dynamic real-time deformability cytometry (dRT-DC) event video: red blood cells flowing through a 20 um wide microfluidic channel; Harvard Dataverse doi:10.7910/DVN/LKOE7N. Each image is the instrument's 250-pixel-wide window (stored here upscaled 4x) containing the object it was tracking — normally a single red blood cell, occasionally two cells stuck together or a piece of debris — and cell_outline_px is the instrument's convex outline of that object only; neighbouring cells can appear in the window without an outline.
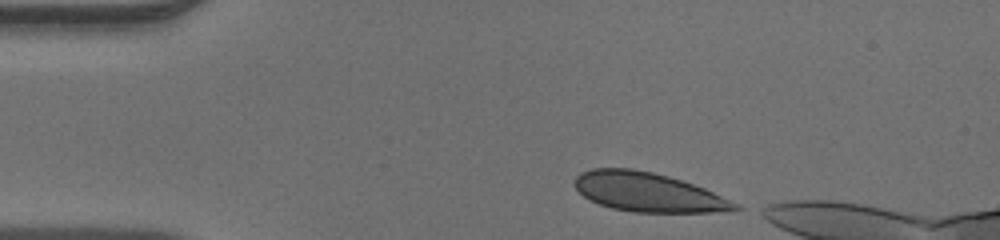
{"species": "human", "species_latin": "Homo sapiens", "temperature_condition": "warm", "stored_images_in_passage": 35, "camera_frame_rate_fps": 3000, "um_per_image_px": 0.085, "donor": {"sex": "male"}, "frame": {"image": 1, "passage_image": 1, "time_ms": 0.0, "image_size_px": [1000, 240], "cell_outline_px": [[744, 208], [732, 212], [636, 212], [612, 208], [588, 200], [576, 188], [576, 176], [580, 172], [592, 168], [632, 168], [652, 172], [668, 176], [704, 188], [740, 204]], "centroid_in_image_um": [55.13, 16.34], "position_along_channel_um": 29.9, "area_um2": 36.59}}
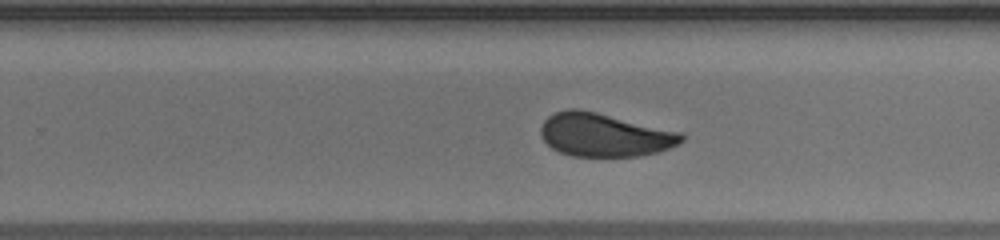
{"frame": {"image": 2, "passage_image": 23, "time_ms": 7.333, "image_size_px": [1000, 240], "cell_outline_px": [[684, 140], [668, 148], [656, 152], [636, 156], [572, 156], [560, 152], [552, 148], [544, 140], [540, 132], [540, 128], [544, 120], [548, 116], [556, 112], [568, 108], [580, 108], [680, 132], [684, 136]], "centroid_in_image_um": [51.33, 11.45], "position_along_channel_um": 278.5, "area_um2": 35.26}}
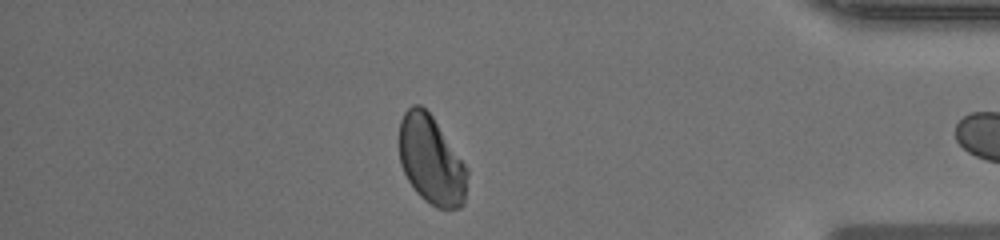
{"frame": {"image": 3, "passage_image": 34, "time_ms": 11.0, "image_size_px": [1000, 240], "cell_outline_px": [[468, 176], [464, 204], [460, 208], [436, 208], [424, 200], [416, 192], [408, 180], [400, 164], [400, 120], [404, 112], [412, 104], [420, 104], [432, 116], [468, 168]], "centroid_in_image_um": [36.66, 13.63], "position_along_channel_um": 398.5, "area_um2": 35.14}}